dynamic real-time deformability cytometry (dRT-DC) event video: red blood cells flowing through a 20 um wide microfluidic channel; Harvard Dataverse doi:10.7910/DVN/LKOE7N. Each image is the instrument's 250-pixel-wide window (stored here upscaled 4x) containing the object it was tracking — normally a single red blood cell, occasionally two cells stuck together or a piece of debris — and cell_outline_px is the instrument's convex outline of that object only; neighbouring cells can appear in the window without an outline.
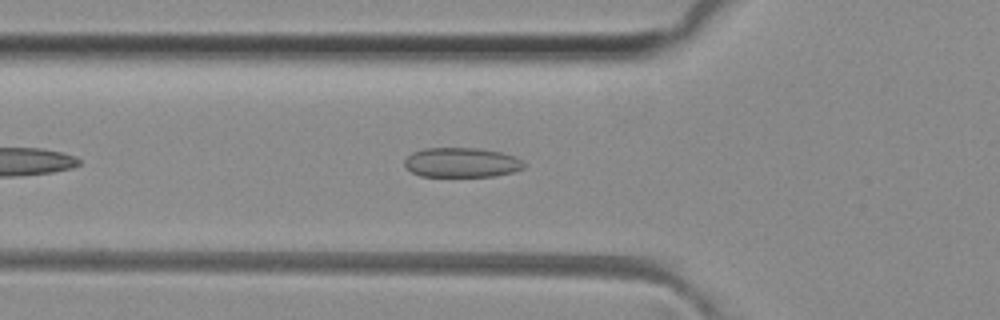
{"species": "common noctule bat (a hibernating species)", "species_latin": "Nyctalus noctula", "temperature_condition": "room temperature", "stored_images_in_passage": 35, "camera_frame_rate_fps": 3000, "um_per_image_px": 0.085, "animal": {"sex": "female", "body_mass_g": 29.2, "forearm_length_mm": 56.3}, "frame": {"image": 1, "passage_image": 6, "time_ms": 1.667, "image_size_px": [1000, 320], "cell_outline_px": [[524, 168], [512, 172], [492, 176], [420, 176], [412, 172], [404, 164], [404, 160], [412, 152], [424, 148], [476, 148], [500, 152], [512, 156], [520, 160], [524, 164]], "centroid_in_image_um": [39.19, 13.81], "position_along_channel_um": 86.6, "area_um2": 20.4}}
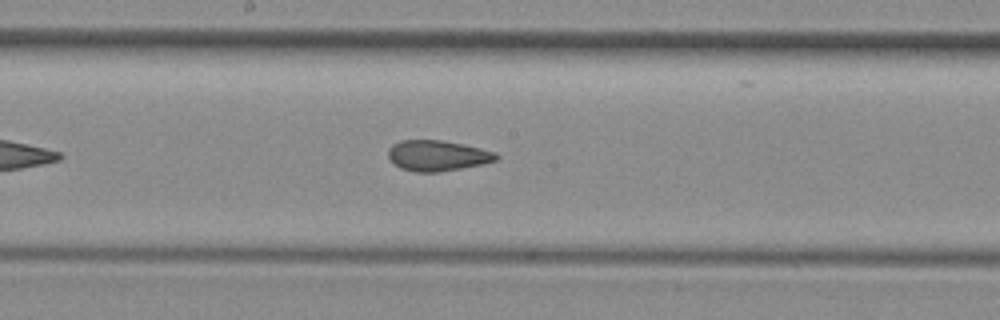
{"frame": {"image": 2, "passage_image": 15, "time_ms": 4.667, "image_size_px": [1000, 320], "cell_outline_px": [[500, 156], [496, 160], [484, 164], [440, 172], [416, 172], [400, 168], [388, 156], [388, 148], [392, 144], [400, 140], [440, 140], [464, 144], [496, 152]], "centroid_in_image_um": [37.2, 13.22], "position_along_channel_um": 211.0, "area_um2": 19.36}}
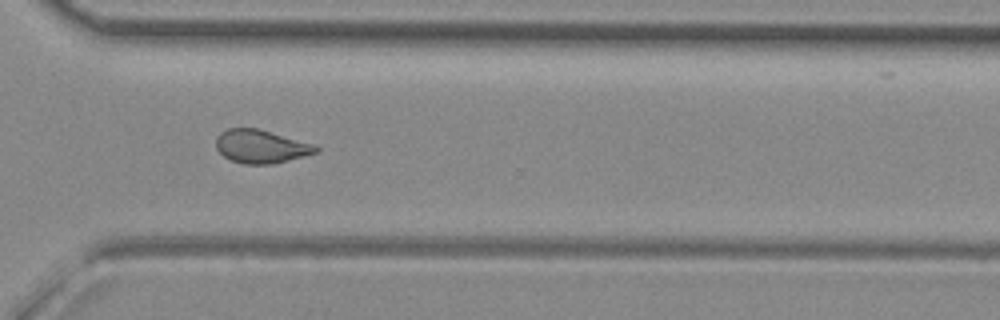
{"frame": {"image": 3, "passage_image": 25, "time_ms": 8.0, "image_size_px": [1000, 320], "cell_outline_px": [[320, 152], [272, 164], [244, 164], [232, 160], [224, 156], [216, 148], [216, 136], [220, 132], [228, 128], [256, 128], [312, 144], [320, 148]], "centroid_in_image_um": [22.16, 12.45], "position_along_channel_um": 348.4, "area_um2": 19.19}, "authors_computed_cell_mechanics": {"area_um2": 19.4208, "velocity_mm_per_s": 4.1374, "shape_relaxation_time_tau1_ms": null, "shape_relaxation_time_tau2_ms": 2.1201, "deformation_change_tau1": null, "deformation_change_tau2": 0.0913}}